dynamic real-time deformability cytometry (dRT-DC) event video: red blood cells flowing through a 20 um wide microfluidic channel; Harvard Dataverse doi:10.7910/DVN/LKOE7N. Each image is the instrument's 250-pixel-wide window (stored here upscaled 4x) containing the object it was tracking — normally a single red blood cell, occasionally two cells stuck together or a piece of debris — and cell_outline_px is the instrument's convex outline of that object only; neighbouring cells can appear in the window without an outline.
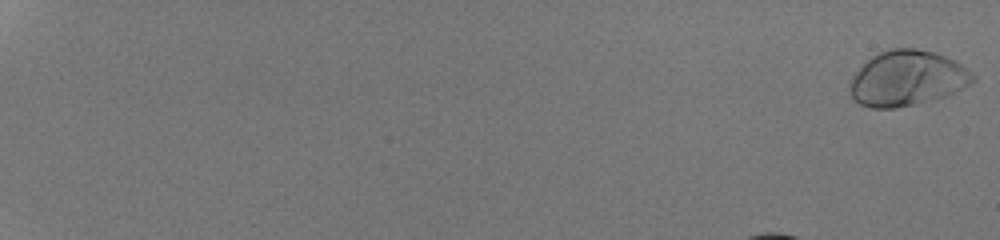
{"species": "human", "species_latin": "Homo sapiens", "temperature_condition": "room temperature", "stored_images_in_passage": 45, "camera_frame_rate_fps": 3000, "um_per_image_px": 0.085, "donor": {"sex": "male"}, "frame": {"image": 1, "passage_image": 1, "time_ms": 0.0, "image_size_px": [1000, 240], "cell_outline_px": [[976, 80], [944, 96], [932, 100], [916, 104], [896, 108], [872, 108], [860, 104], [852, 100], [848, 92], [848, 84], [852, 76], [872, 56], [888, 48], [916, 48], [936, 52], [956, 60], [968, 68], [976, 76]], "centroid_in_image_um": [77.08, 6.65], "position_along_channel_um": 7.9, "area_um2": 39.94}}
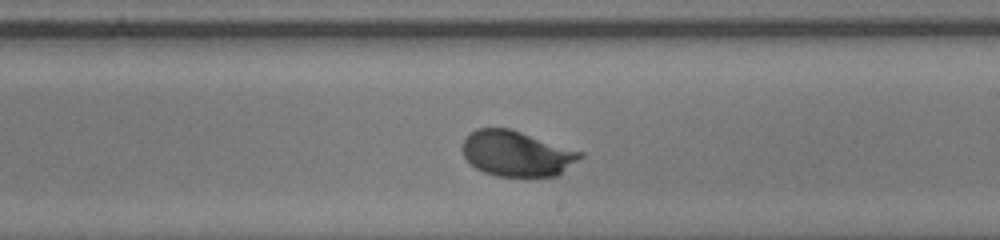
{"frame": {"image": 2, "passage_image": 32, "time_ms": 10.333, "image_size_px": [1000, 240], "cell_outline_px": [[584, 156], [556, 176], [496, 176], [484, 172], [476, 168], [464, 156], [464, 140], [476, 128], [508, 128], [584, 152]], "centroid_in_image_um": [43.95, 13.06], "position_along_channel_um": 245.1, "area_um2": 30.75}}
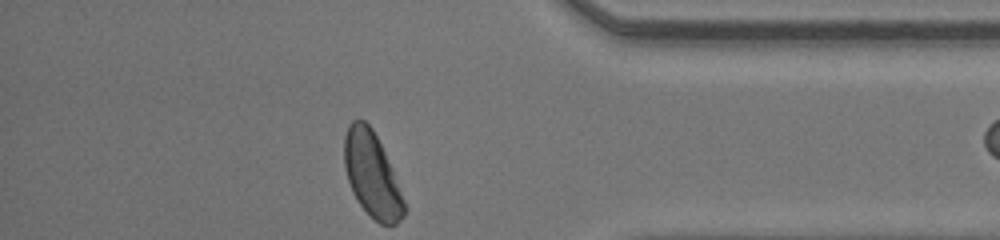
{"frame": {"image": 3, "passage_image": 44, "time_ms": 14.333, "image_size_px": [1000, 240], "cell_outline_px": [[408, 208], [404, 216], [396, 224], [380, 224], [356, 200], [352, 192], [344, 168], [344, 136], [348, 124], [352, 120], [364, 120], [372, 128], [392, 168]], "centroid_in_image_um": [31.62, 14.85], "position_along_channel_um": 403.6, "area_um2": 29.59}}